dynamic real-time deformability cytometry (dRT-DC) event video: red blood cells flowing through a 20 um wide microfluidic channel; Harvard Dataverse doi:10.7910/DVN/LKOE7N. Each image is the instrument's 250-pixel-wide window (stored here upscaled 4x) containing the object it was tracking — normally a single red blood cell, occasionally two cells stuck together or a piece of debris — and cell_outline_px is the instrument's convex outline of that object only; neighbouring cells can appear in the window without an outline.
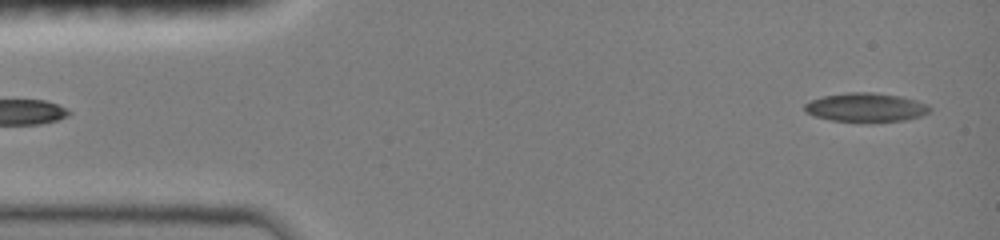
{"species": "common noctule bat (a hibernating species)", "species_latin": "Nyctalus noctula", "temperature_condition": "room temperature", "stored_images_in_passage": 8, "segment_of_instrument_passage": [2, 2], "camera_frame_rate_fps": 3000, "um_per_image_px": 0.085, "animal": {"sex": "female", "body_mass_g": 19.0, "forearm_length_mm": 51.5}, "frame": {"image": 1, "passage_image": 8, "time_ms": 2.333, "image_size_px": [1000, 240], "cell_outline_px": [[932, 108], [928, 112], [920, 116], [908, 120], [832, 120], [816, 116], [804, 112], [804, 104], [812, 100], [824, 96], [848, 92], [872, 92], [900, 96], [916, 100], [928, 104]], "centroid_in_image_um": [73.61, 9.1], "position_along_channel_um": 11.4, "area_um2": 20.52}}